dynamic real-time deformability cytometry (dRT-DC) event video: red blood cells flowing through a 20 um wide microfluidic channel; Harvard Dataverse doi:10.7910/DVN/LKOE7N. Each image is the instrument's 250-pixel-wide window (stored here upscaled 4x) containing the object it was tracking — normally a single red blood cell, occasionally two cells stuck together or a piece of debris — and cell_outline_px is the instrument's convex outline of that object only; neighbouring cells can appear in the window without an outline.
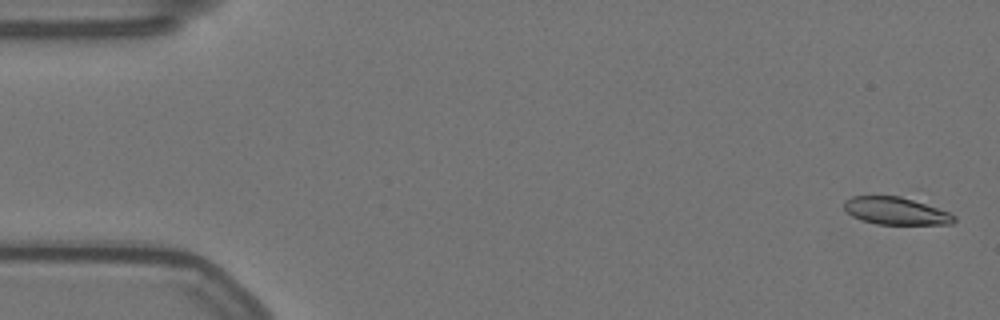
{"species": "Egyptian fruit bat (a non-hibernating species)", "species_latin": "Rousettus aegyptiacus", "temperature_condition": "warm", "stored_images_in_passage": 58, "camera_frame_rate_fps": 3000, "um_per_image_px": 0.085, "animal": {"sex": "female"}, "frame": {"image": 1, "passage_image": 2, "time_ms": 0.333, "image_size_px": [1000, 320], "cell_outline_px": [[956, 220], [952, 224], [876, 224], [852, 216], [844, 208], [844, 200], [852, 196], [916, 196], [956, 216]], "centroid_in_image_um": [76.24, 17.89], "position_along_channel_um": 8.8, "area_um2": 18.21}}
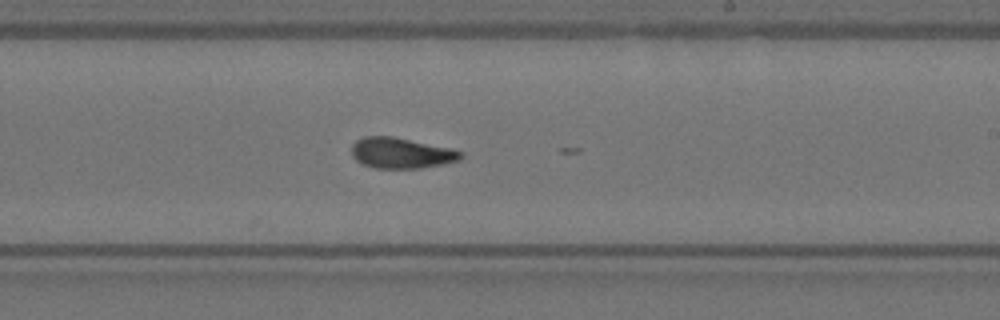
{"frame": {"image": 2, "passage_image": 34, "time_ms": 11.0, "image_size_px": [1000, 320], "cell_outline_px": [[464, 152], [460, 160], [444, 164], [420, 168], [376, 168], [364, 164], [356, 160], [352, 156], [352, 144], [356, 140], [364, 136], [392, 136], [452, 148]], "centroid_in_image_um": [34.12, 13.0], "position_along_channel_um": 254.9, "area_um2": 19.59}}
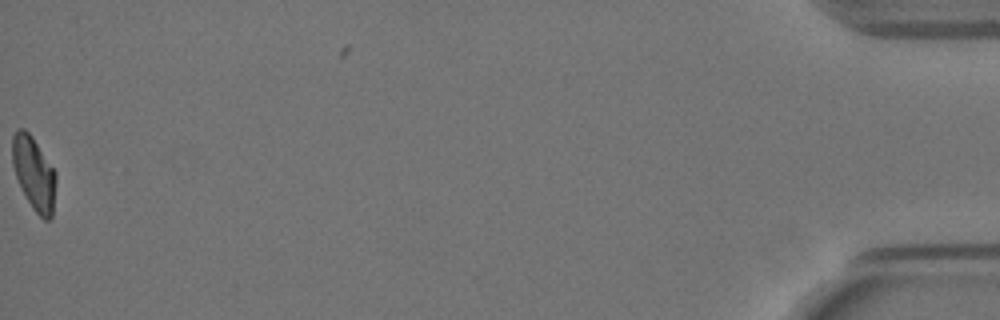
{"frame": {"image": 3, "passage_image": 58, "time_ms": 19.0, "image_size_px": [1000, 320], "cell_outline_px": [[56, 180], [52, 216], [48, 220], [44, 220], [32, 208], [16, 176], [12, 164], [12, 136], [20, 128], [24, 128], [32, 136], [56, 172]], "centroid_in_image_um": [2.89, 14.72], "position_along_channel_um": 432.3, "area_um2": 18.38}, "authors_computed_cell_mechanics": {"area_um2": 19.1607, "velocity_mm_per_s": 3.5187, "shape_relaxation_time_tau1_ms": 10.3906, "shape_relaxation_time_tau2_ms": 3.1726, "deformation_change_tau1": 0.242, "deformation_change_tau2": 0.0975}}